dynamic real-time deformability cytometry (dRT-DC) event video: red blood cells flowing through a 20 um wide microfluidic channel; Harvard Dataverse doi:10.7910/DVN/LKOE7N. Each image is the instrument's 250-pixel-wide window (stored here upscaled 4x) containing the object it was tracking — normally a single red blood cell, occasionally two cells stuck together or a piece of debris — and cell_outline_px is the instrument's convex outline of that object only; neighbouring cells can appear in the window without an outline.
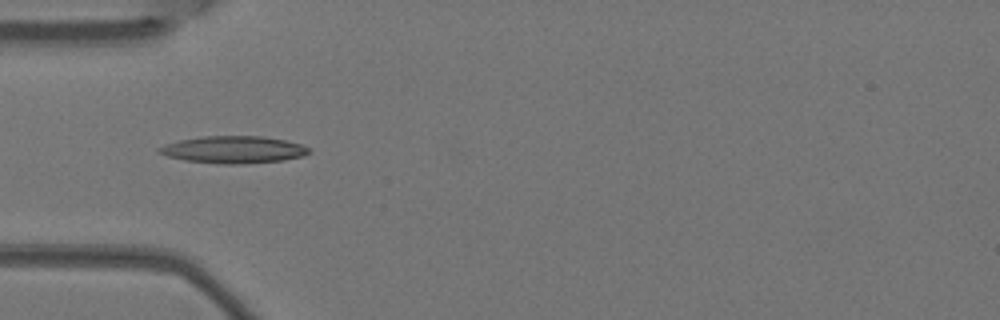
{"species": "Egyptian fruit bat (a non-hibernating species)", "species_latin": "Rousettus aegyptiacus", "temperature_condition": "warm", "stored_images_in_passage": 7, "camera_frame_rate_fps": 3000, "um_per_image_px": 0.085, "animal": {"sex": "female"}, "frame": {"image": 1, "passage_image": 5, "time_ms": 1.333, "image_size_px": [1000, 320], "cell_outline_px": [[312, 152], [304, 156], [284, 160], [244, 164], [220, 164], [184, 160], [168, 156], [156, 152], [156, 148], [164, 144], [180, 140], [204, 136], [260, 136], [284, 140], [300, 144], [308, 148]], "centroid_in_image_um": [19.83, 12.73], "position_along_channel_um": 65.2, "area_um2": 23.81}}
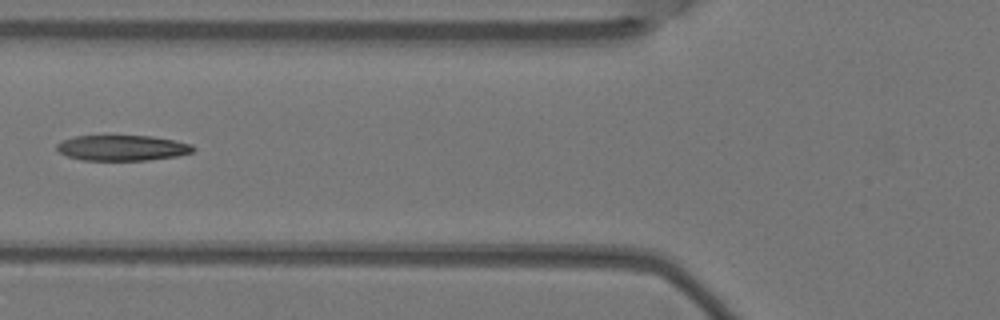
{"frame": {"image": 2, "passage_image": 6, "time_ms": 1.667, "image_size_px": [1000, 320], "cell_outline_px": [[196, 148], [192, 152], [176, 156], [148, 160], [80, 160], [68, 156], [60, 152], [56, 148], [56, 144], [60, 140], [76, 136], [152, 136], [176, 140], [192, 144]], "centroid_in_image_um": [10.39, 12.57], "position_along_channel_um": 115.4, "area_um2": 20.35}}
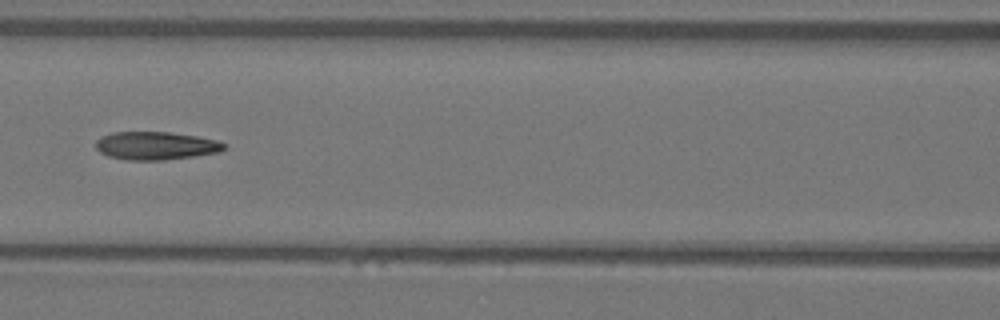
{"frame": {"image": 3, "passage_image": 7, "time_ms": 2.0, "image_size_px": [1000, 320], "cell_outline_px": [[224, 148], [220, 152], [164, 160], [128, 160], [108, 156], [100, 152], [96, 148], [96, 140], [100, 136], [112, 132], [168, 132], [196, 136], [216, 140], [224, 144]], "centroid_in_image_um": [13.19, 12.38], "position_along_channel_um": 153.4, "area_um2": 20.87}}